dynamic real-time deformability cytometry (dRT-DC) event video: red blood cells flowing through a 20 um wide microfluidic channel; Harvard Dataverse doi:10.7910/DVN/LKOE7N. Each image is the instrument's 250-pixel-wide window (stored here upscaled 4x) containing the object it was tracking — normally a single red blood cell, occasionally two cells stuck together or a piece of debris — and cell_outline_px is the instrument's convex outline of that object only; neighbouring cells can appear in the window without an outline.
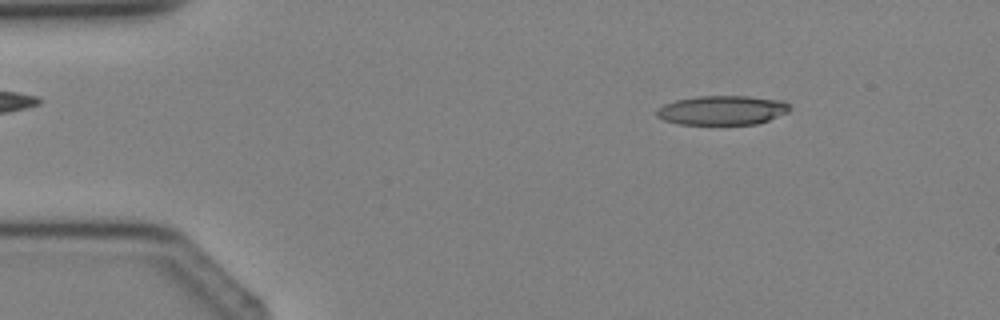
{"species": "Egyptian fruit bat (a non-hibernating species)", "species_latin": "Rousettus aegyptiacus", "temperature_condition": "cold", "stored_images_in_passage": 3, "camera_frame_rate_fps": 3000, "um_per_image_px": 0.085, "animal": {"sex": "female"}, "frame": {"image": 1, "passage_image": 1, "time_ms": 0.0, "image_size_px": [1000, 320], "cell_outline_px": [[792, 108], [788, 112], [768, 120], [756, 124], [680, 124], [664, 120], [656, 116], [656, 108], [664, 104], [676, 100], [696, 96], [748, 96], [784, 100]], "centroid_in_image_um": [61.39, 9.36], "position_along_channel_um": 23.6, "area_um2": 22.83}}
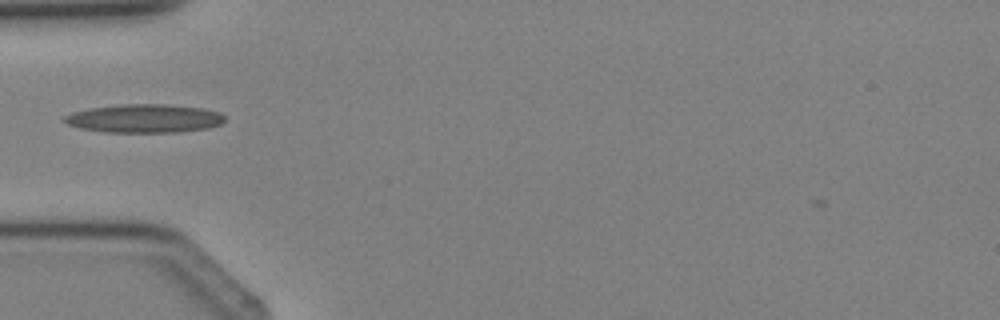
{"frame": {"image": 2, "passage_image": 3, "time_ms": 2.333, "image_size_px": [1000, 320], "cell_outline_px": [[224, 120], [220, 124], [208, 128], [176, 132], [104, 132], [80, 128], [68, 124], [64, 120], [64, 116], [72, 112], [88, 108], [124, 104], [164, 104], [204, 108], [220, 112], [224, 116]], "centroid_in_image_um": [12.27, 10.06], "position_along_channel_um": 72.7, "area_um2": 26.59}}